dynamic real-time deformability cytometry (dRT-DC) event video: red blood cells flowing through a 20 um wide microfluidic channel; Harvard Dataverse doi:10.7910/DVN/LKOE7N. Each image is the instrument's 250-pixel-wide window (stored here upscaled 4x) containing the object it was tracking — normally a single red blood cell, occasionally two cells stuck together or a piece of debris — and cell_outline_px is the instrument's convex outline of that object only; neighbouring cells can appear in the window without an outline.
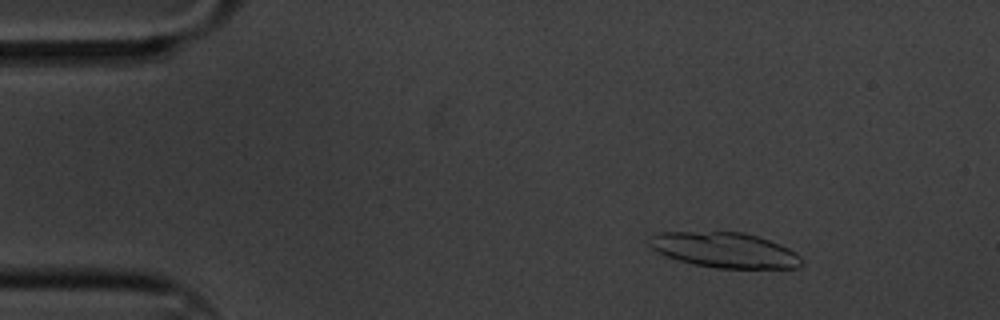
{"species": "common noctule bat (a hibernating species)", "species_latin": "Nyctalus noctula", "temperature_condition": "cold", "stored_images_in_passage": 4, "camera_frame_rate_fps": 3000, "um_per_image_px": 0.085, "animal": {"sex": "male", "body_mass_g": 20.1, "forearm_length_mm": 53.5}, "frame": {"image": 1, "passage_image": 1, "time_ms": 0.0, "image_size_px": [1000, 320], "cell_outline_px": [[804, 264], [800, 268], [716, 268], [692, 264], [668, 256], [652, 248], [648, 244], [648, 236], [656, 232], [744, 232], [780, 244], [796, 252], [804, 260]], "centroid_in_image_um": [61.62, 21.25], "position_along_channel_um": 23.4, "area_um2": 31.39}}